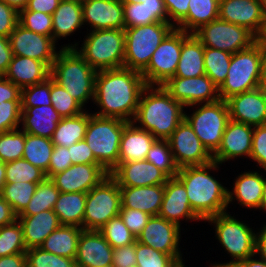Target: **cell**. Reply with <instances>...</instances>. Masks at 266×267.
Returning a JSON list of instances; mask_svg holds the SVG:
<instances>
[{"mask_svg":"<svg viewBox=\"0 0 266 267\" xmlns=\"http://www.w3.org/2000/svg\"><path fill=\"white\" fill-rule=\"evenodd\" d=\"M108 175L100 164H73L50 180L62 193H88Z\"/></svg>","mask_w":266,"mask_h":267,"instance_id":"19","label":"cell"},{"mask_svg":"<svg viewBox=\"0 0 266 267\" xmlns=\"http://www.w3.org/2000/svg\"><path fill=\"white\" fill-rule=\"evenodd\" d=\"M78 43L61 48H75L96 71L122 68L125 54L124 29L90 30L80 49ZM77 47V48H76Z\"/></svg>","mask_w":266,"mask_h":267,"instance_id":"5","label":"cell"},{"mask_svg":"<svg viewBox=\"0 0 266 267\" xmlns=\"http://www.w3.org/2000/svg\"><path fill=\"white\" fill-rule=\"evenodd\" d=\"M146 86L136 70L122 67L97 71L94 104L100 111L93 114L132 122Z\"/></svg>","mask_w":266,"mask_h":267,"instance_id":"1","label":"cell"},{"mask_svg":"<svg viewBox=\"0 0 266 267\" xmlns=\"http://www.w3.org/2000/svg\"><path fill=\"white\" fill-rule=\"evenodd\" d=\"M205 75L204 46L193 34L182 31L180 59L173 77L189 78Z\"/></svg>","mask_w":266,"mask_h":267,"instance_id":"31","label":"cell"},{"mask_svg":"<svg viewBox=\"0 0 266 267\" xmlns=\"http://www.w3.org/2000/svg\"><path fill=\"white\" fill-rule=\"evenodd\" d=\"M232 54L215 48L204 47L205 74L218 86L226 80Z\"/></svg>","mask_w":266,"mask_h":267,"instance_id":"41","label":"cell"},{"mask_svg":"<svg viewBox=\"0 0 266 267\" xmlns=\"http://www.w3.org/2000/svg\"><path fill=\"white\" fill-rule=\"evenodd\" d=\"M188 6V14L175 26L176 29L194 33L219 17V0H190Z\"/></svg>","mask_w":266,"mask_h":267,"instance_id":"36","label":"cell"},{"mask_svg":"<svg viewBox=\"0 0 266 267\" xmlns=\"http://www.w3.org/2000/svg\"><path fill=\"white\" fill-rule=\"evenodd\" d=\"M158 216L172 222L179 227L180 220L201 219L193 212L184 184L177 177H170L164 184V197Z\"/></svg>","mask_w":266,"mask_h":267,"instance_id":"24","label":"cell"},{"mask_svg":"<svg viewBox=\"0 0 266 267\" xmlns=\"http://www.w3.org/2000/svg\"><path fill=\"white\" fill-rule=\"evenodd\" d=\"M182 48V30L174 28L152 54L141 72L146 85H163L175 75Z\"/></svg>","mask_w":266,"mask_h":267,"instance_id":"13","label":"cell"},{"mask_svg":"<svg viewBox=\"0 0 266 267\" xmlns=\"http://www.w3.org/2000/svg\"><path fill=\"white\" fill-rule=\"evenodd\" d=\"M2 1L10 5L14 9H16L18 12L22 9H25L28 3V0H2Z\"/></svg>","mask_w":266,"mask_h":267,"instance_id":"68","label":"cell"},{"mask_svg":"<svg viewBox=\"0 0 266 267\" xmlns=\"http://www.w3.org/2000/svg\"><path fill=\"white\" fill-rule=\"evenodd\" d=\"M82 228L74 225H60L39 248L58 256L75 259L77 244Z\"/></svg>","mask_w":266,"mask_h":267,"instance_id":"35","label":"cell"},{"mask_svg":"<svg viewBox=\"0 0 266 267\" xmlns=\"http://www.w3.org/2000/svg\"><path fill=\"white\" fill-rule=\"evenodd\" d=\"M260 210H264L266 212V178L265 176H264L263 195H262Z\"/></svg>","mask_w":266,"mask_h":267,"instance_id":"72","label":"cell"},{"mask_svg":"<svg viewBox=\"0 0 266 267\" xmlns=\"http://www.w3.org/2000/svg\"><path fill=\"white\" fill-rule=\"evenodd\" d=\"M109 174L116 180L119 187L165 184L169 178L147 160L118 162V165Z\"/></svg>","mask_w":266,"mask_h":267,"instance_id":"22","label":"cell"},{"mask_svg":"<svg viewBox=\"0 0 266 267\" xmlns=\"http://www.w3.org/2000/svg\"><path fill=\"white\" fill-rule=\"evenodd\" d=\"M174 28L169 22H154L125 28L123 67L142 72L148 66L157 47Z\"/></svg>","mask_w":266,"mask_h":267,"instance_id":"8","label":"cell"},{"mask_svg":"<svg viewBox=\"0 0 266 267\" xmlns=\"http://www.w3.org/2000/svg\"><path fill=\"white\" fill-rule=\"evenodd\" d=\"M231 120L250 126L266 124V88L256 89L233 95L226 99Z\"/></svg>","mask_w":266,"mask_h":267,"instance_id":"18","label":"cell"},{"mask_svg":"<svg viewBox=\"0 0 266 267\" xmlns=\"http://www.w3.org/2000/svg\"><path fill=\"white\" fill-rule=\"evenodd\" d=\"M18 21L26 29L52 38V15L25 8L19 11Z\"/></svg>","mask_w":266,"mask_h":267,"instance_id":"51","label":"cell"},{"mask_svg":"<svg viewBox=\"0 0 266 267\" xmlns=\"http://www.w3.org/2000/svg\"><path fill=\"white\" fill-rule=\"evenodd\" d=\"M121 1H122V3H130V4L139 2V0H121Z\"/></svg>","mask_w":266,"mask_h":267,"instance_id":"74","label":"cell"},{"mask_svg":"<svg viewBox=\"0 0 266 267\" xmlns=\"http://www.w3.org/2000/svg\"><path fill=\"white\" fill-rule=\"evenodd\" d=\"M6 184V168L5 163L0 161V192L3 186Z\"/></svg>","mask_w":266,"mask_h":267,"instance_id":"71","label":"cell"},{"mask_svg":"<svg viewBox=\"0 0 266 267\" xmlns=\"http://www.w3.org/2000/svg\"><path fill=\"white\" fill-rule=\"evenodd\" d=\"M97 71L75 48H61L51 66L50 77L62 86L83 107L94 101Z\"/></svg>","mask_w":266,"mask_h":267,"instance_id":"4","label":"cell"},{"mask_svg":"<svg viewBox=\"0 0 266 267\" xmlns=\"http://www.w3.org/2000/svg\"><path fill=\"white\" fill-rule=\"evenodd\" d=\"M163 88L186 108L220 100L219 87L205 74L198 77H171Z\"/></svg>","mask_w":266,"mask_h":267,"instance_id":"14","label":"cell"},{"mask_svg":"<svg viewBox=\"0 0 266 267\" xmlns=\"http://www.w3.org/2000/svg\"><path fill=\"white\" fill-rule=\"evenodd\" d=\"M112 263L116 267H133L136 265L135 242L118 248H113Z\"/></svg>","mask_w":266,"mask_h":267,"instance_id":"59","label":"cell"},{"mask_svg":"<svg viewBox=\"0 0 266 267\" xmlns=\"http://www.w3.org/2000/svg\"><path fill=\"white\" fill-rule=\"evenodd\" d=\"M257 42L261 45V46H266V19L263 22V27L261 32L259 33V35L257 36Z\"/></svg>","mask_w":266,"mask_h":267,"instance_id":"70","label":"cell"},{"mask_svg":"<svg viewBox=\"0 0 266 267\" xmlns=\"http://www.w3.org/2000/svg\"><path fill=\"white\" fill-rule=\"evenodd\" d=\"M69 155L73 164H99L87 142L78 141L68 147Z\"/></svg>","mask_w":266,"mask_h":267,"instance_id":"58","label":"cell"},{"mask_svg":"<svg viewBox=\"0 0 266 267\" xmlns=\"http://www.w3.org/2000/svg\"><path fill=\"white\" fill-rule=\"evenodd\" d=\"M227 212L206 219L215 227V235L232 260L227 263H215L212 267H225L227 264L244 260L255 255L256 233L246 223L234 218Z\"/></svg>","mask_w":266,"mask_h":267,"instance_id":"9","label":"cell"},{"mask_svg":"<svg viewBox=\"0 0 266 267\" xmlns=\"http://www.w3.org/2000/svg\"><path fill=\"white\" fill-rule=\"evenodd\" d=\"M136 265L139 267H182L171 255L135 242Z\"/></svg>","mask_w":266,"mask_h":267,"instance_id":"49","label":"cell"},{"mask_svg":"<svg viewBox=\"0 0 266 267\" xmlns=\"http://www.w3.org/2000/svg\"><path fill=\"white\" fill-rule=\"evenodd\" d=\"M98 231L113 248L127 246L137 241L136 236L127 228L120 215L111 218Z\"/></svg>","mask_w":266,"mask_h":267,"instance_id":"47","label":"cell"},{"mask_svg":"<svg viewBox=\"0 0 266 267\" xmlns=\"http://www.w3.org/2000/svg\"><path fill=\"white\" fill-rule=\"evenodd\" d=\"M102 267H116V266L113 263H111V264H108V265H104Z\"/></svg>","mask_w":266,"mask_h":267,"instance_id":"75","label":"cell"},{"mask_svg":"<svg viewBox=\"0 0 266 267\" xmlns=\"http://www.w3.org/2000/svg\"><path fill=\"white\" fill-rule=\"evenodd\" d=\"M262 46L256 41L250 47L232 54L226 80L219 87L221 100L262 86Z\"/></svg>","mask_w":266,"mask_h":267,"instance_id":"6","label":"cell"},{"mask_svg":"<svg viewBox=\"0 0 266 267\" xmlns=\"http://www.w3.org/2000/svg\"><path fill=\"white\" fill-rule=\"evenodd\" d=\"M254 127L229 119L213 161L222 164L236 157L250 158Z\"/></svg>","mask_w":266,"mask_h":267,"instance_id":"20","label":"cell"},{"mask_svg":"<svg viewBox=\"0 0 266 267\" xmlns=\"http://www.w3.org/2000/svg\"><path fill=\"white\" fill-rule=\"evenodd\" d=\"M178 168L201 166L213 161L212 155L184 119L167 139Z\"/></svg>","mask_w":266,"mask_h":267,"instance_id":"15","label":"cell"},{"mask_svg":"<svg viewBox=\"0 0 266 267\" xmlns=\"http://www.w3.org/2000/svg\"><path fill=\"white\" fill-rule=\"evenodd\" d=\"M62 0H28L27 10L52 15Z\"/></svg>","mask_w":266,"mask_h":267,"instance_id":"62","label":"cell"},{"mask_svg":"<svg viewBox=\"0 0 266 267\" xmlns=\"http://www.w3.org/2000/svg\"><path fill=\"white\" fill-rule=\"evenodd\" d=\"M264 186V176L257 171L244 172L234 181L233 191L228 190V205L237 200L239 205L260 209Z\"/></svg>","mask_w":266,"mask_h":267,"instance_id":"32","label":"cell"},{"mask_svg":"<svg viewBox=\"0 0 266 267\" xmlns=\"http://www.w3.org/2000/svg\"><path fill=\"white\" fill-rule=\"evenodd\" d=\"M184 108L162 85H147L132 122H138L137 127L150 132L156 139H168L185 119Z\"/></svg>","mask_w":266,"mask_h":267,"instance_id":"3","label":"cell"},{"mask_svg":"<svg viewBox=\"0 0 266 267\" xmlns=\"http://www.w3.org/2000/svg\"><path fill=\"white\" fill-rule=\"evenodd\" d=\"M87 193H59L53 211L61 225H74L83 229Z\"/></svg>","mask_w":266,"mask_h":267,"instance_id":"37","label":"cell"},{"mask_svg":"<svg viewBox=\"0 0 266 267\" xmlns=\"http://www.w3.org/2000/svg\"><path fill=\"white\" fill-rule=\"evenodd\" d=\"M84 25L91 30L125 29L123 3L121 0H83Z\"/></svg>","mask_w":266,"mask_h":267,"instance_id":"23","label":"cell"},{"mask_svg":"<svg viewBox=\"0 0 266 267\" xmlns=\"http://www.w3.org/2000/svg\"><path fill=\"white\" fill-rule=\"evenodd\" d=\"M0 267H27L25 253L0 257Z\"/></svg>","mask_w":266,"mask_h":267,"instance_id":"65","label":"cell"},{"mask_svg":"<svg viewBox=\"0 0 266 267\" xmlns=\"http://www.w3.org/2000/svg\"><path fill=\"white\" fill-rule=\"evenodd\" d=\"M145 160L162 170L169 178L176 177L177 167L167 139H156L147 152Z\"/></svg>","mask_w":266,"mask_h":267,"instance_id":"43","label":"cell"},{"mask_svg":"<svg viewBox=\"0 0 266 267\" xmlns=\"http://www.w3.org/2000/svg\"><path fill=\"white\" fill-rule=\"evenodd\" d=\"M113 247L97 230H82L77 244L76 267H102L112 263Z\"/></svg>","mask_w":266,"mask_h":267,"instance_id":"25","label":"cell"},{"mask_svg":"<svg viewBox=\"0 0 266 267\" xmlns=\"http://www.w3.org/2000/svg\"><path fill=\"white\" fill-rule=\"evenodd\" d=\"M51 68L44 62L23 56H14L3 75L21 89L46 81Z\"/></svg>","mask_w":266,"mask_h":267,"instance_id":"26","label":"cell"},{"mask_svg":"<svg viewBox=\"0 0 266 267\" xmlns=\"http://www.w3.org/2000/svg\"><path fill=\"white\" fill-rule=\"evenodd\" d=\"M119 215L124 224L136 236V238L151 218L150 214L130 208H121Z\"/></svg>","mask_w":266,"mask_h":267,"instance_id":"55","label":"cell"},{"mask_svg":"<svg viewBox=\"0 0 266 267\" xmlns=\"http://www.w3.org/2000/svg\"><path fill=\"white\" fill-rule=\"evenodd\" d=\"M256 232L255 255L266 261V225Z\"/></svg>","mask_w":266,"mask_h":267,"instance_id":"66","label":"cell"},{"mask_svg":"<svg viewBox=\"0 0 266 267\" xmlns=\"http://www.w3.org/2000/svg\"><path fill=\"white\" fill-rule=\"evenodd\" d=\"M204 47L215 48L231 54L250 47L257 37L247 28L236 24L213 20L193 33Z\"/></svg>","mask_w":266,"mask_h":267,"instance_id":"12","label":"cell"},{"mask_svg":"<svg viewBox=\"0 0 266 267\" xmlns=\"http://www.w3.org/2000/svg\"><path fill=\"white\" fill-rule=\"evenodd\" d=\"M180 232L178 225L157 215L151 216L136 239L143 245L171 255L182 267H186L179 248Z\"/></svg>","mask_w":266,"mask_h":267,"instance_id":"16","label":"cell"},{"mask_svg":"<svg viewBox=\"0 0 266 267\" xmlns=\"http://www.w3.org/2000/svg\"><path fill=\"white\" fill-rule=\"evenodd\" d=\"M19 12L0 0V36L8 38L19 23Z\"/></svg>","mask_w":266,"mask_h":267,"instance_id":"57","label":"cell"},{"mask_svg":"<svg viewBox=\"0 0 266 267\" xmlns=\"http://www.w3.org/2000/svg\"><path fill=\"white\" fill-rule=\"evenodd\" d=\"M21 101H6L0 104V133L19 128Z\"/></svg>","mask_w":266,"mask_h":267,"instance_id":"53","label":"cell"},{"mask_svg":"<svg viewBox=\"0 0 266 267\" xmlns=\"http://www.w3.org/2000/svg\"><path fill=\"white\" fill-rule=\"evenodd\" d=\"M13 53L9 38L0 36V76H3L12 60Z\"/></svg>","mask_w":266,"mask_h":267,"instance_id":"63","label":"cell"},{"mask_svg":"<svg viewBox=\"0 0 266 267\" xmlns=\"http://www.w3.org/2000/svg\"><path fill=\"white\" fill-rule=\"evenodd\" d=\"M26 249L39 248L45 239L61 224L53 210H44L36 215L18 216Z\"/></svg>","mask_w":266,"mask_h":267,"instance_id":"27","label":"cell"},{"mask_svg":"<svg viewBox=\"0 0 266 267\" xmlns=\"http://www.w3.org/2000/svg\"><path fill=\"white\" fill-rule=\"evenodd\" d=\"M59 193L54 183L46 178L37 185L29 204L18 216H31L44 210H53Z\"/></svg>","mask_w":266,"mask_h":267,"instance_id":"40","label":"cell"},{"mask_svg":"<svg viewBox=\"0 0 266 267\" xmlns=\"http://www.w3.org/2000/svg\"><path fill=\"white\" fill-rule=\"evenodd\" d=\"M125 28L168 22V13L163 0H139L138 3H123Z\"/></svg>","mask_w":266,"mask_h":267,"instance_id":"33","label":"cell"},{"mask_svg":"<svg viewBox=\"0 0 266 267\" xmlns=\"http://www.w3.org/2000/svg\"><path fill=\"white\" fill-rule=\"evenodd\" d=\"M50 100L52 101V106L62 118L76 116L85 111L83 106L51 77Z\"/></svg>","mask_w":266,"mask_h":267,"instance_id":"46","label":"cell"},{"mask_svg":"<svg viewBox=\"0 0 266 267\" xmlns=\"http://www.w3.org/2000/svg\"><path fill=\"white\" fill-rule=\"evenodd\" d=\"M155 140L150 132L127 122L121 136L118 162L145 160Z\"/></svg>","mask_w":266,"mask_h":267,"instance_id":"30","label":"cell"},{"mask_svg":"<svg viewBox=\"0 0 266 267\" xmlns=\"http://www.w3.org/2000/svg\"><path fill=\"white\" fill-rule=\"evenodd\" d=\"M121 208L137 209L157 216L164 197V184L143 187H120Z\"/></svg>","mask_w":266,"mask_h":267,"instance_id":"29","label":"cell"},{"mask_svg":"<svg viewBox=\"0 0 266 267\" xmlns=\"http://www.w3.org/2000/svg\"><path fill=\"white\" fill-rule=\"evenodd\" d=\"M5 168H6V183H13V182L40 183L47 178L43 170L32 165L30 162L24 160L23 158L5 163Z\"/></svg>","mask_w":266,"mask_h":267,"instance_id":"44","label":"cell"},{"mask_svg":"<svg viewBox=\"0 0 266 267\" xmlns=\"http://www.w3.org/2000/svg\"><path fill=\"white\" fill-rule=\"evenodd\" d=\"M219 163L212 161L201 166L179 168L176 177L184 184L193 212L202 220L227 212L228 190L209 174L218 170Z\"/></svg>","mask_w":266,"mask_h":267,"instance_id":"2","label":"cell"},{"mask_svg":"<svg viewBox=\"0 0 266 267\" xmlns=\"http://www.w3.org/2000/svg\"><path fill=\"white\" fill-rule=\"evenodd\" d=\"M262 86L266 88V46H262Z\"/></svg>","mask_w":266,"mask_h":267,"instance_id":"69","label":"cell"},{"mask_svg":"<svg viewBox=\"0 0 266 267\" xmlns=\"http://www.w3.org/2000/svg\"><path fill=\"white\" fill-rule=\"evenodd\" d=\"M122 207L120 187L109 174L86 196L84 230H100L111 218L120 213Z\"/></svg>","mask_w":266,"mask_h":267,"instance_id":"10","label":"cell"},{"mask_svg":"<svg viewBox=\"0 0 266 267\" xmlns=\"http://www.w3.org/2000/svg\"><path fill=\"white\" fill-rule=\"evenodd\" d=\"M201 105V106H200ZM197 109L190 115L185 112V120L208 152L213 155L219 148L226 125L230 119L226 100L214 103L195 104Z\"/></svg>","mask_w":266,"mask_h":267,"instance_id":"11","label":"cell"},{"mask_svg":"<svg viewBox=\"0 0 266 267\" xmlns=\"http://www.w3.org/2000/svg\"><path fill=\"white\" fill-rule=\"evenodd\" d=\"M62 116L52 105L21 107V129L28 134L52 138Z\"/></svg>","mask_w":266,"mask_h":267,"instance_id":"28","label":"cell"},{"mask_svg":"<svg viewBox=\"0 0 266 267\" xmlns=\"http://www.w3.org/2000/svg\"><path fill=\"white\" fill-rule=\"evenodd\" d=\"M261 6H262V10H263V14L266 18V0H260Z\"/></svg>","mask_w":266,"mask_h":267,"instance_id":"73","label":"cell"},{"mask_svg":"<svg viewBox=\"0 0 266 267\" xmlns=\"http://www.w3.org/2000/svg\"><path fill=\"white\" fill-rule=\"evenodd\" d=\"M26 251L22 227L18 220L0 227V257Z\"/></svg>","mask_w":266,"mask_h":267,"instance_id":"45","label":"cell"},{"mask_svg":"<svg viewBox=\"0 0 266 267\" xmlns=\"http://www.w3.org/2000/svg\"><path fill=\"white\" fill-rule=\"evenodd\" d=\"M38 184L30 182L6 183L0 195L12 206L14 212L19 215L29 204Z\"/></svg>","mask_w":266,"mask_h":267,"instance_id":"42","label":"cell"},{"mask_svg":"<svg viewBox=\"0 0 266 267\" xmlns=\"http://www.w3.org/2000/svg\"><path fill=\"white\" fill-rule=\"evenodd\" d=\"M250 159L266 172V124L254 127Z\"/></svg>","mask_w":266,"mask_h":267,"instance_id":"54","label":"cell"},{"mask_svg":"<svg viewBox=\"0 0 266 267\" xmlns=\"http://www.w3.org/2000/svg\"><path fill=\"white\" fill-rule=\"evenodd\" d=\"M8 38L14 56L42 61L50 68L59 53L53 38L28 30L19 23Z\"/></svg>","mask_w":266,"mask_h":267,"instance_id":"17","label":"cell"},{"mask_svg":"<svg viewBox=\"0 0 266 267\" xmlns=\"http://www.w3.org/2000/svg\"><path fill=\"white\" fill-rule=\"evenodd\" d=\"M17 217L12 206L0 195V227L13 223Z\"/></svg>","mask_w":266,"mask_h":267,"instance_id":"64","label":"cell"},{"mask_svg":"<svg viewBox=\"0 0 266 267\" xmlns=\"http://www.w3.org/2000/svg\"><path fill=\"white\" fill-rule=\"evenodd\" d=\"M25 255L27 267H76L74 259L58 256L41 248L28 249Z\"/></svg>","mask_w":266,"mask_h":267,"instance_id":"50","label":"cell"},{"mask_svg":"<svg viewBox=\"0 0 266 267\" xmlns=\"http://www.w3.org/2000/svg\"><path fill=\"white\" fill-rule=\"evenodd\" d=\"M82 3L79 0H62L52 14V38L55 42L82 27Z\"/></svg>","mask_w":266,"mask_h":267,"instance_id":"34","label":"cell"},{"mask_svg":"<svg viewBox=\"0 0 266 267\" xmlns=\"http://www.w3.org/2000/svg\"><path fill=\"white\" fill-rule=\"evenodd\" d=\"M71 165L72 161L69 155L68 147L54 145L49 168L45 173L46 177L50 179L53 175L63 172Z\"/></svg>","mask_w":266,"mask_h":267,"instance_id":"56","label":"cell"},{"mask_svg":"<svg viewBox=\"0 0 266 267\" xmlns=\"http://www.w3.org/2000/svg\"><path fill=\"white\" fill-rule=\"evenodd\" d=\"M25 132L20 129L0 133V161L4 163L22 159Z\"/></svg>","mask_w":266,"mask_h":267,"instance_id":"48","label":"cell"},{"mask_svg":"<svg viewBox=\"0 0 266 267\" xmlns=\"http://www.w3.org/2000/svg\"><path fill=\"white\" fill-rule=\"evenodd\" d=\"M54 144L50 138L25 133L22 158L45 173L48 171Z\"/></svg>","mask_w":266,"mask_h":267,"instance_id":"39","label":"cell"},{"mask_svg":"<svg viewBox=\"0 0 266 267\" xmlns=\"http://www.w3.org/2000/svg\"><path fill=\"white\" fill-rule=\"evenodd\" d=\"M218 18L245 27L256 37L266 19L260 0H219Z\"/></svg>","mask_w":266,"mask_h":267,"instance_id":"21","label":"cell"},{"mask_svg":"<svg viewBox=\"0 0 266 267\" xmlns=\"http://www.w3.org/2000/svg\"><path fill=\"white\" fill-rule=\"evenodd\" d=\"M190 0H163L167 13L168 22L175 27L187 14ZM170 20H173L170 21Z\"/></svg>","mask_w":266,"mask_h":267,"instance_id":"60","label":"cell"},{"mask_svg":"<svg viewBox=\"0 0 266 267\" xmlns=\"http://www.w3.org/2000/svg\"><path fill=\"white\" fill-rule=\"evenodd\" d=\"M89 121L88 110L72 117H63L51 138L54 145L70 147L84 140Z\"/></svg>","mask_w":266,"mask_h":267,"instance_id":"38","label":"cell"},{"mask_svg":"<svg viewBox=\"0 0 266 267\" xmlns=\"http://www.w3.org/2000/svg\"><path fill=\"white\" fill-rule=\"evenodd\" d=\"M127 122L89 113L85 141L92 150L97 162L110 173L117 165L119 145Z\"/></svg>","mask_w":266,"mask_h":267,"instance_id":"7","label":"cell"},{"mask_svg":"<svg viewBox=\"0 0 266 267\" xmlns=\"http://www.w3.org/2000/svg\"><path fill=\"white\" fill-rule=\"evenodd\" d=\"M6 101H21V88L0 76V104Z\"/></svg>","mask_w":266,"mask_h":267,"instance_id":"61","label":"cell"},{"mask_svg":"<svg viewBox=\"0 0 266 267\" xmlns=\"http://www.w3.org/2000/svg\"><path fill=\"white\" fill-rule=\"evenodd\" d=\"M253 255L244 260L235 261L227 264L225 267H266V261ZM258 258V259H257Z\"/></svg>","mask_w":266,"mask_h":267,"instance_id":"67","label":"cell"},{"mask_svg":"<svg viewBox=\"0 0 266 267\" xmlns=\"http://www.w3.org/2000/svg\"><path fill=\"white\" fill-rule=\"evenodd\" d=\"M52 105L50 100V77L39 84L21 89V107Z\"/></svg>","mask_w":266,"mask_h":267,"instance_id":"52","label":"cell"}]
</instances>
